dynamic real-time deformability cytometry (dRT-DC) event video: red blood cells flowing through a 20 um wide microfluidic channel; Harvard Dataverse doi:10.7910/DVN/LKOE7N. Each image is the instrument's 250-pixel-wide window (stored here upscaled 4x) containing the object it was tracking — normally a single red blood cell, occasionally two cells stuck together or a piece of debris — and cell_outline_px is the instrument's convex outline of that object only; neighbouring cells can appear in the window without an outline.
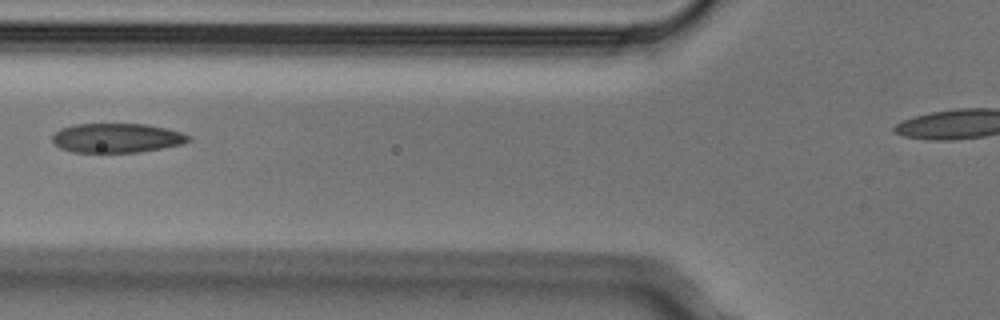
{"species": "Egyptian fruit bat (a non-hibernating species)", "species_latin": "Rousettus aegyptiacus", "temperature_condition": "cold", "stored_images_in_passage": 3, "camera_frame_rate_fps": 3000, "um_per_image_px": 0.085, "animal": {"sex": "male"}, "frame": {"image": 1, "passage_image": 3, "time_ms": 0.667, "image_size_px": [1000, 320], "cell_outline_px": [[192, 140], [180, 144], [140, 152], [72, 152], [60, 148], [52, 140], [52, 136], [60, 128], [76, 124], [144, 124], [164, 128], [180, 132], [188, 136]], "centroid_in_image_um": [9.88, 11.73], "position_along_channel_um": 115.9, "area_um2": 23.0}}